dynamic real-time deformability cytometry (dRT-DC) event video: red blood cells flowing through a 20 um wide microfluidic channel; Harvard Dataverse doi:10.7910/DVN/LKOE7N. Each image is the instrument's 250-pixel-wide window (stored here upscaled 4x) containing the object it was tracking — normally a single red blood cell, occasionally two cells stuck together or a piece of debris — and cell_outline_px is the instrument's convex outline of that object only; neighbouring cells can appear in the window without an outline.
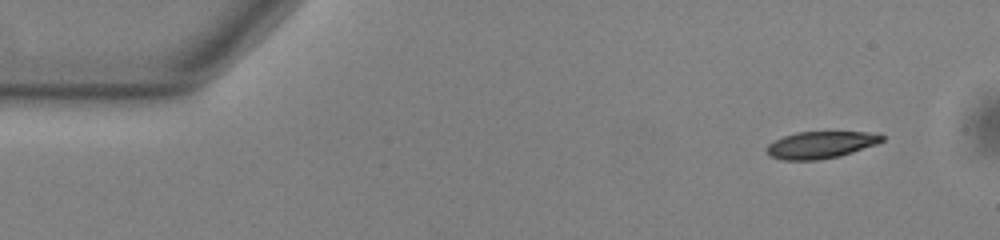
{"species": "common noctule bat (a hibernating species)", "species_latin": "Nyctalus noctula", "temperature_condition": "warm", "stored_images_in_passage": 51, "camera_frame_rate_fps": 3000, "um_per_image_px": 0.085, "animal": {"sex": "male", "body_mass_g": 13.0, "forearm_length_mm": 53.1}, "frame": {"image": 1, "passage_image": 1, "time_ms": 0.0, "image_size_px": [1000, 240], "cell_outline_px": [[884, 140], [876, 144], [840, 156], [816, 160], [784, 160], [768, 156], [764, 152], [764, 148], [768, 144], [784, 136], [796, 132], [868, 132], [884, 136]], "centroid_in_image_um": [69.69, 12.32], "position_along_channel_um": 15.3, "area_um2": 18.15}}
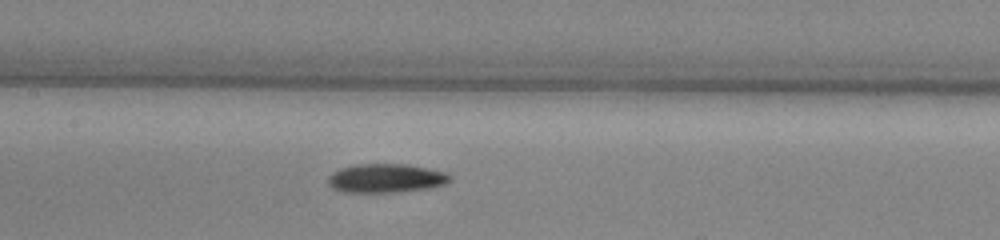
{"frame": {"image": 2, "passage_image": 22, "time_ms": 7.0, "image_size_px": [1000, 240], "cell_outline_px": [[452, 180], [444, 184], [428, 188], [396, 192], [340, 192], [332, 188], [328, 184], [328, 176], [332, 172], [340, 168], [352, 164], [408, 164], [428, 168], [444, 172], [452, 176]], "centroid_in_image_um": [32.77, 15.14], "position_along_channel_um": 174.6, "area_um2": 20.69}}
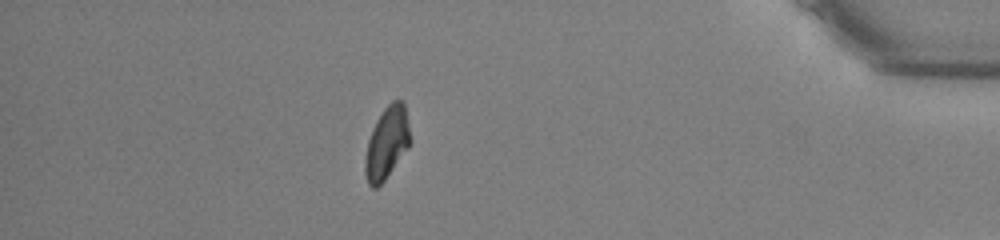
{"frame": {"image": 3, "passage_image": 44, "time_ms": 14.333, "image_size_px": [1000, 240], "cell_outline_px": [[412, 140], [408, 148], [384, 180], [376, 188], [372, 188], [368, 184], [364, 172], [364, 160], [368, 140], [372, 128], [376, 120], [384, 108], [392, 100], [404, 100]], "centroid_in_image_um": [32.89, 12.12], "position_along_channel_um": 402.3, "area_um2": 19.19}, "authors_computed_cell_mechanics": {"area_um2": 19.363, "velocity_mm_per_s": 3.7597, "shape_relaxation_time_tau1_ms": 3.7703, "shape_relaxation_time_tau2_ms": 8.6838, "deformation_change_tau1": 0.136, "deformation_change_tau2": 0.1692}}